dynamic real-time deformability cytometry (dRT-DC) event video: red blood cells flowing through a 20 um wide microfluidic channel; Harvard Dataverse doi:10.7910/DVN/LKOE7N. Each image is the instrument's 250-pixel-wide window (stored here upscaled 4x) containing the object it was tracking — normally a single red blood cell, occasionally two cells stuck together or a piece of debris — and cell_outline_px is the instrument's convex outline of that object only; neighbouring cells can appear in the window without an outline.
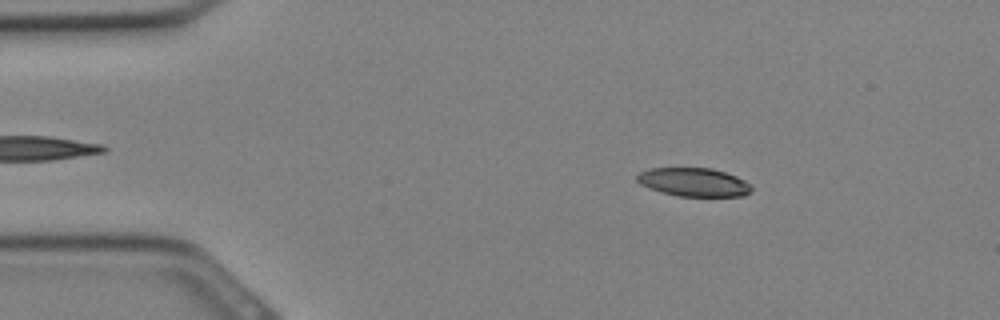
{"species": "Egyptian fruit bat (a non-hibernating species)", "species_latin": "Rousettus aegyptiacus", "temperature_condition": "cold", "stored_images_in_passage": 30, "camera_frame_rate_fps": 3000, "um_per_image_px": 0.085, "animal": {"sex": "female"}, "frame": {"image": 1, "passage_image": 4, "time_ms": 1.0, "image_size_px": [1000, 320], "cell_outline_px": [[752, 192], [744, 196], [680, 196], [660, 192], [648, 188], [640, 184], [636, 180], [636, 176], [640, 172], [648, 168], [712, 168], [736, 176], [744, 180], [752, 188]], "centroid_in_image_um": [58.94, 15.48], "position_along_channel_um": 26.1, "area_um2": 19.07}}
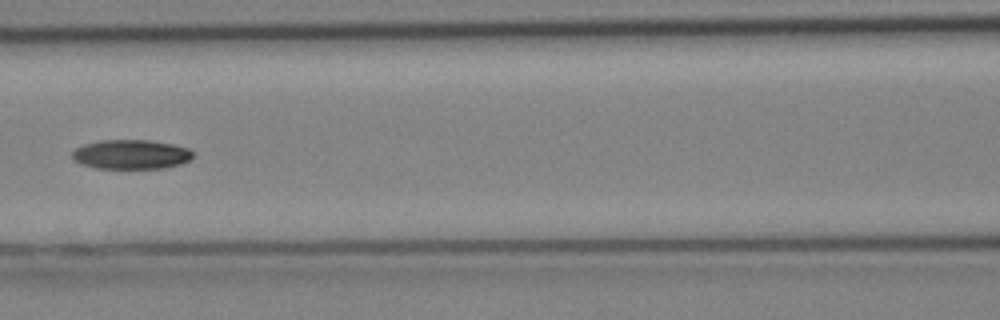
{"frame": {"image": 2, "passage_image": 13, "time_ms": 4.0, "image_size_px": [1000, 320], "cell_outline_px": [[192, 156], [188, 160], [180, 164], [164, 168], [96, 168], [84, 164], [76, 160], [72, 156], [72, 152], [76, 148], [84, 144], [100, 140], [148, 140], [172, 144], [188, 148], [192, 152]], "centroid_in_image_um": [11.14, 13.11], "position_along_channel_um": 155.5, "area_um2": 20.4}}
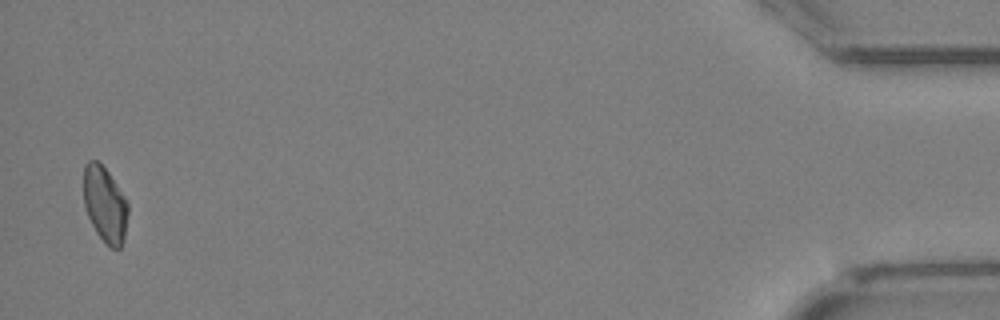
{"frame": {"image": 3, "passage_image": 30, "time_ms": 9.667, "image_size_px": [1000, 320], "cell_outline_px": [[128, 212], [124, 240], [120, 248], [108, 248], [96, 232], [88, 216], [84, 204], [84, 164], [88, 160], [96, 160], [108, 172], [128, 200]], "centroid_in_image_um": [8.93, 17.39], "position_along_channel_um": 426.3, "area_um2": 19.71}}